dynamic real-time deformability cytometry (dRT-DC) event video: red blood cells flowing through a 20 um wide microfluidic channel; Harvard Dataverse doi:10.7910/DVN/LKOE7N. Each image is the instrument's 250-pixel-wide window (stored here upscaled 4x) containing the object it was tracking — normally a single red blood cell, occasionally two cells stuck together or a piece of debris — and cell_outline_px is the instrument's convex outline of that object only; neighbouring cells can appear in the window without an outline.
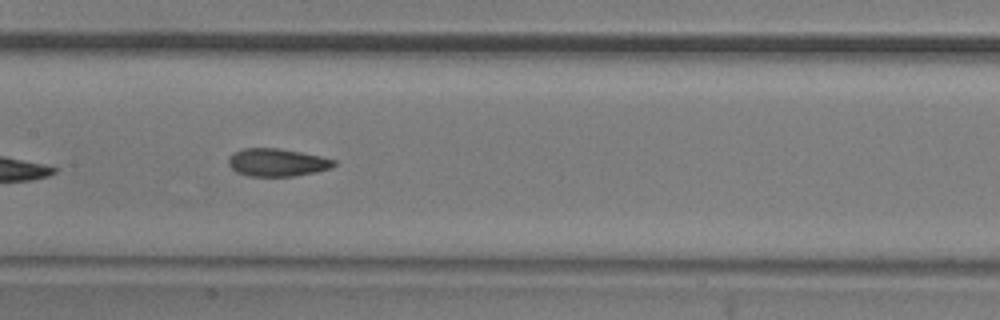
{"species": "common noctule bat (a hibernating species)", "species_latin": "Nyctalus noctula", "temperature_condition": "room temperature", "stored_images_in_passage": 8, "camera_frame_rate_fps": 3000, "um_per_image_px": 0.085, "animal": {"sex": "male", "body_mass_g": 20.5, "forearm_length_mm": 52.5}, "frame": {"image": 1, "passage_image": 7, "time_ms": 8.0, "image_size_px": [1000, 320], "cell_outline_px": [[336, 164], [328, 168], [316, 172], [292, 176], [248, 176], [236, 172], [228, 164], [228, 160], [236, 152], [244, 148], [276, 148], [300, 152], [320, 156], [336, 160]], "centroid_in_image_um": [23.55, 13.81], "position_along_channel_um": 183.8, "area_um2": 16.82}}
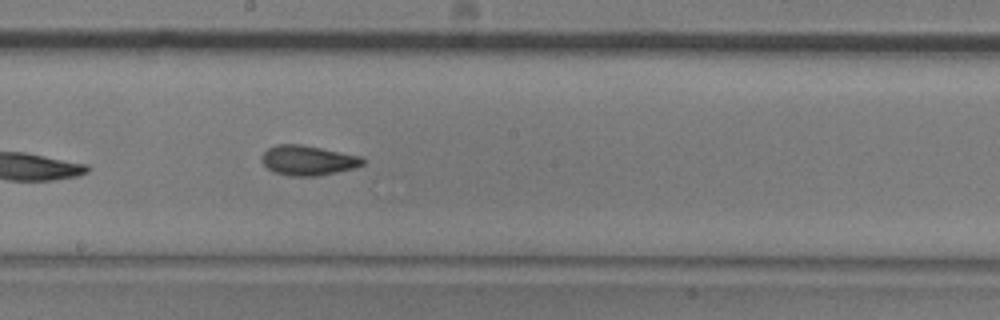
{"frame": {"image": 2, "passage_image": 8, "time_ms": 9.0, "image_size_px": [1000, 320], "cell_outline_px": [[364, 164], [356, 168], [316, 176], [292, 176], [272, 172], [260, 160], [260, 156], [268, 148], [276, 144], [300, 144], [364, 156]], "centroid_in_image_um": [26.18, 13.63], "position_along_channel_um": 222.0, "area_um2": 17.8}}